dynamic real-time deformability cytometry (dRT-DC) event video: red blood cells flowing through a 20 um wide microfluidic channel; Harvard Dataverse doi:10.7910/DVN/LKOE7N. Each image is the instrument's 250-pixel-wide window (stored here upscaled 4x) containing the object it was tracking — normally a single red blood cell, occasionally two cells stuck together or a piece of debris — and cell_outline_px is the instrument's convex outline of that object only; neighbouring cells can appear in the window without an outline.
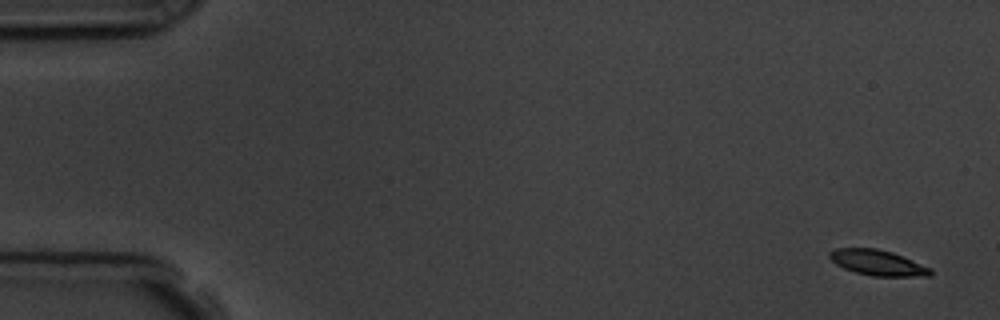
{"species": "common noctule bat (a hibernating species)", "species_latin": "Nyctalus noctula", "temperature_condition": "room temperature", "stored_images_in_passage": 5, "camera_frame_rate_fps": 3000, "um_per_image_px": 0.085, "animal": {"sex": "male", "body_mass_g": 19.5, "forearm_length_mm": 54.6}, "frame": {"image": 1, "passage_image": 1, "time_ms": 0.0, "image_size_px": [1000, 320], "cell_outline_px": [[932, 276], [872, 276], [856, 272], [844, 268], [836, 264], [828, 256], [828, 252], [836, 248], [876, 248], [892, 252], [932, 268]], "centroid_in_image_um": [74.61, 22.33], "position_along_channel_um": 10.4, "area_um2": 14.97}}
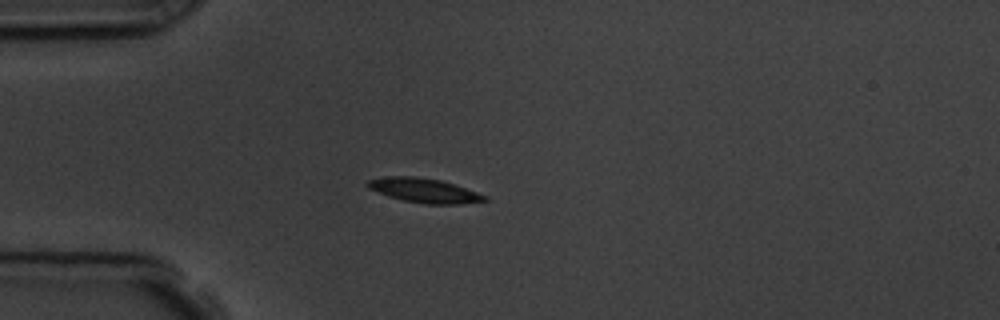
{"frame": {"image": 2, "passage_image": 5, "time_ms": 4.333, "image_size_px": [1000, 320], "cell_outline_px": [[488, 200], [460, 204], [424, 204], [404, 200], [388, 196], [368, 188], [364, 184], [368, 180], [388, 176], [416, 176], [440, 180], [488, 196]], "centroid_in_image_um": [36.02, 16.19], "position_along_channel_um": 49.0, "area_um2": 16.47}}